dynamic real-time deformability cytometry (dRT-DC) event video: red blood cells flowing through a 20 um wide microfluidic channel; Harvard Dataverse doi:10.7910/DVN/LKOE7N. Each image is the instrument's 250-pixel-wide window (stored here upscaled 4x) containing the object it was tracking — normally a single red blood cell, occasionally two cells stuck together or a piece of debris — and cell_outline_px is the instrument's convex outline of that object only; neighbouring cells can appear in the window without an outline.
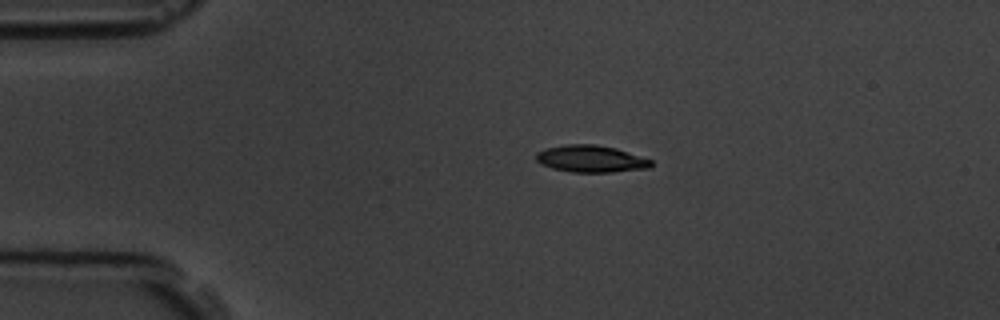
{"species": "common noctule bat (a hibernating species)", "species_latin": "Nyctalus noctula", "temperature_condition": "room temperature", "stored_images_in_passage": 3, "camera_frame_rate_fps": 3000, "um_per_image_px": 0.085, "animal": {"sex": "male", "body_mass_g": 19.5, "forearm_length_mm": 54.6}, "frame": {"image": 1, "passage_image": 1, "time_ms": 0.0, "image_size_px": [1000, 320], "cell_outline_px": [[652, 168], [612, 172], [572, 172], [552, 168], [540, 164], [536, 160], [536, 152], [544, 148], [564, 144], [596, 144], [616, 148], [652, 160]], "centroid_in_image_um": [50.21, 13.49], "position_along_channel_um": 34.8, "area_um2": 18.26}}
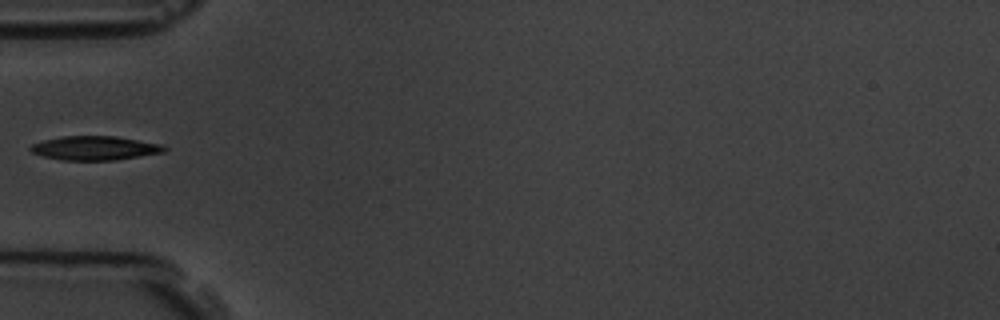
{"frame": {"image": 2, "passage_image": 3, "time_ms": 2.333, "image_size_px": [1000, 320], "cell_outline_px": [[168, 148], [164, 152], [116, 160], [64, 160], [44, 156], [32, 152], [28, 148], [32, 144], [44, 140], [64, 136], [116, 136], [164, 144]], "centroid_in_image_um": [8.11, 12.58], "position_along_channel_um": 76.9, "area_um2": 18.73}}